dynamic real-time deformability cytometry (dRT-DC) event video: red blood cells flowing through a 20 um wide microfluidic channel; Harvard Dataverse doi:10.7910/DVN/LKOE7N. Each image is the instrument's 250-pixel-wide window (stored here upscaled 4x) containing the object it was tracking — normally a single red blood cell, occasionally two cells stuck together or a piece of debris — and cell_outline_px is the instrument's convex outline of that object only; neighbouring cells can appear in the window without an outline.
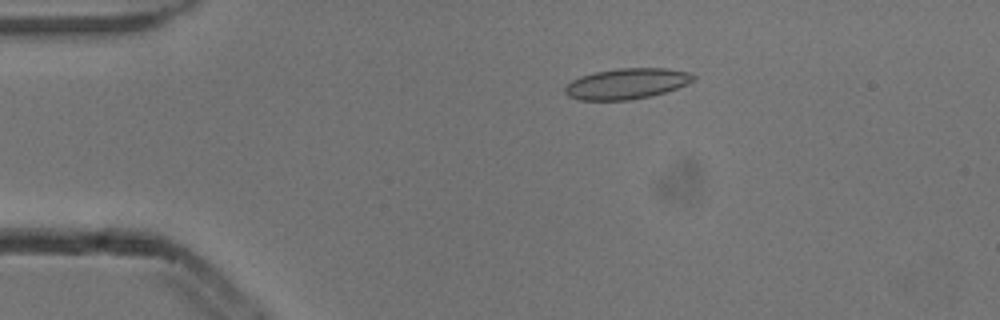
{"species": "common noctule bat (a hibernating species)", "species_latin": "Nyctalus noctula", "temperature_condition": "cold", "stored_images_in_passage": 4, "camera_frame_rate_fps": 3000, "um_per_image_px": 0.085, "animal": {"sex": "male", "body_mass_g": 13.3}, "frame": {"image": 1, "passage_image": 2, "time_ms": 0.333, "image_size_px": [1000, 320], "cell_outline_px": [[696, 80], [688, 84], [652, 96], [628, 100], [580, 100], [568, 96], [564, 92], [564, 88], [572, 80], [580, 76], [596, 72], [620, 68], [668, 68], [688, 72], [696, 76]], "centroid_in_image_um": [53.29, 7.11], "position_along_channel_um": 31.7, "area_um2": 23.0}}
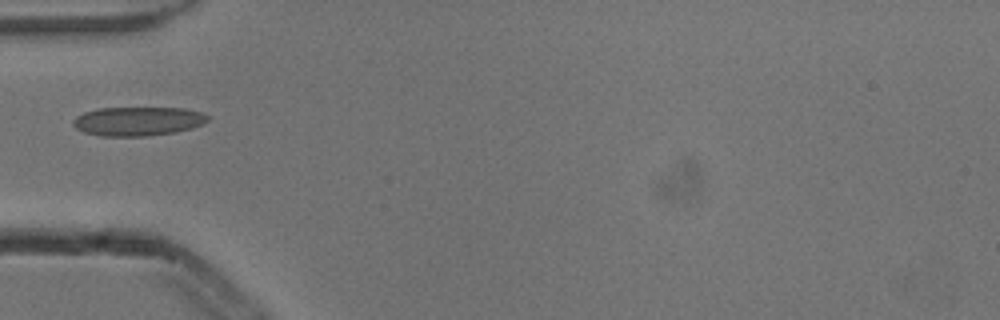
{"frame": {"image": 2, "passage_image": 4, "time_ms": 1.0, "image_size_px": [1000, 320], "cell_outline_px": [[208, 120], [204, 124], [192, 128], [176, 132], [144, 136], [100, 136], [84, 132], [76, 128], [72, 124], [72, 120], [76, 116], [84, 112], [100, 108], [184, 108], [204, 112], [208, 116]], "centroid_in_image_um": [11.73, 10.3], "position_along_channel_um": 73.3, "area_um2": 22.89}}